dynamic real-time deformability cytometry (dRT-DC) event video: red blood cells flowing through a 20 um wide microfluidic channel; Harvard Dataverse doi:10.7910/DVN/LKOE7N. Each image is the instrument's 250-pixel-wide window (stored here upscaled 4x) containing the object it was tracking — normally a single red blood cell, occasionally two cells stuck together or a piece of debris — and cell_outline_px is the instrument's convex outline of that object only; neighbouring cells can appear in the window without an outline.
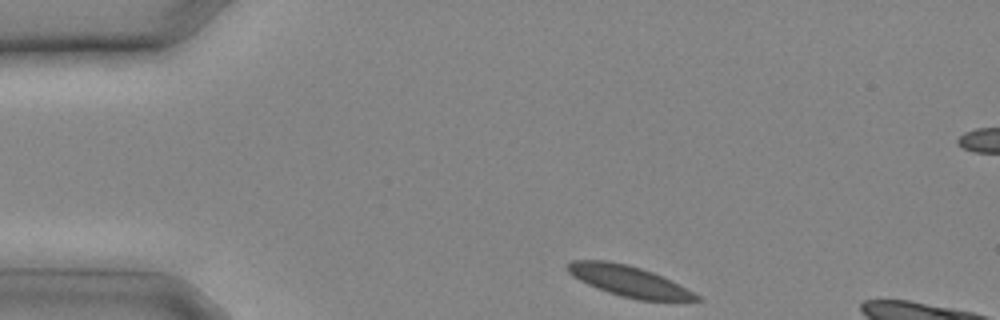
{"species": "common noctule bat (a hibernating species)", "species_latin": "Nyctalus noctula", "temperature_condition": "cold", "stored_images_in_passage": 5, "camera_frame_rate_fps": 3000, "um_per_image_px": 0.085, "animal": {"sex": "male", "body_mass_g": 20.4}, "frame": {"image": 1, "passage_image": 1, "time_ms": 0.0, "image_size_px": [1000, 320], "cell_outline_px": [[704, 300], [636, 300], [620, 296], [608, 292], [588, 284], [580, 280], [568, 272], [568, 264], [572, 260], [608, 260], [640, 268], [652, 272], [700, 296]], "centroid_in_image_um": [53.41, 23.89], "position_along_channel_um": 31.6, "area_um2": 22.43}}